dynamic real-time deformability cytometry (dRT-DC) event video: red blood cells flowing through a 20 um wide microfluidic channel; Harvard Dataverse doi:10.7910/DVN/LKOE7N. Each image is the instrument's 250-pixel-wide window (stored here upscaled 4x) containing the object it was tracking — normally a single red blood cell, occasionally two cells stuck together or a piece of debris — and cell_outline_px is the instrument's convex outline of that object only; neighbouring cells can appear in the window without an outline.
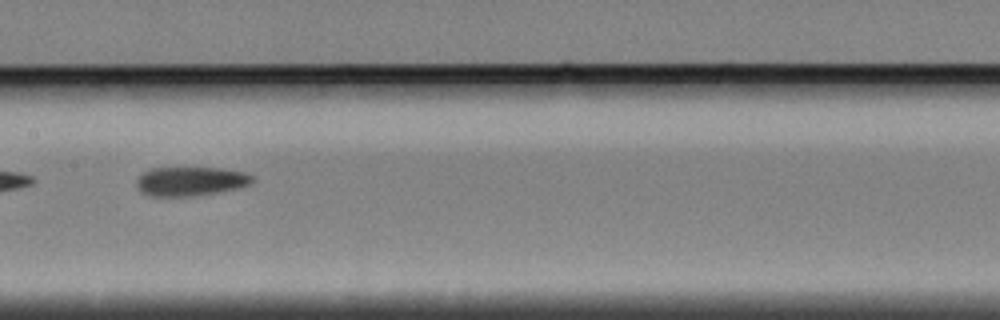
{"species": "Egyptian fruit bat (a non-hibernating species)", "species_latin": "Rousettus aegyptiacus", "temperature_condition": "cold", "stored_images_in_passage": 35, "camera_frame_rate_fps": 3000, "um_per_image_px": 0.085, "animal": {"sex": "female"}, "frame": {"image": 1, "passage_image": 11, "time_ms": 3.333, "image_size_px": [1000, 320], "cell_outline_px": [[256, 180], [248, 184], [236, 188], [216, 192], [192, 196], [148, 196], [140, 192], [136, 188], [136, 180], [144, 172], [152, 168], [220, 168], [244, 172], [252, 176]], "centroid_in_image_um": [16.15, 15.41], "position_along_channel_um": 191.3, "area_um2": 19.54}}
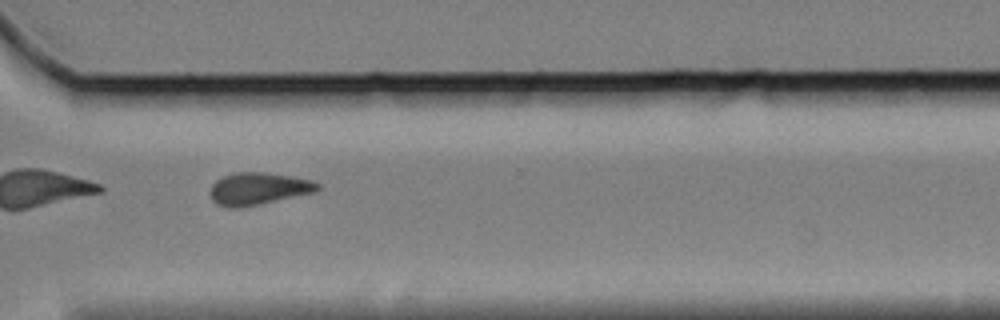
{"frame": {"image": 2, "passage_image": 25, "time_ms": 8.0, "image_size_px": [1000, 320], "cell_outline_px": [[320, 188], [316, 192], [240, 208], [228, 208], [216, 204], [212, 200], [208, 192], [212, 184], [216, 180], [224, 176], [236, 172], [264, 172], [312, 180], [320, 184]], "centroid_in_image_um": [21.92, 16.05], "position_along_channel_um": 348.7, "area_um2": 20.29}}